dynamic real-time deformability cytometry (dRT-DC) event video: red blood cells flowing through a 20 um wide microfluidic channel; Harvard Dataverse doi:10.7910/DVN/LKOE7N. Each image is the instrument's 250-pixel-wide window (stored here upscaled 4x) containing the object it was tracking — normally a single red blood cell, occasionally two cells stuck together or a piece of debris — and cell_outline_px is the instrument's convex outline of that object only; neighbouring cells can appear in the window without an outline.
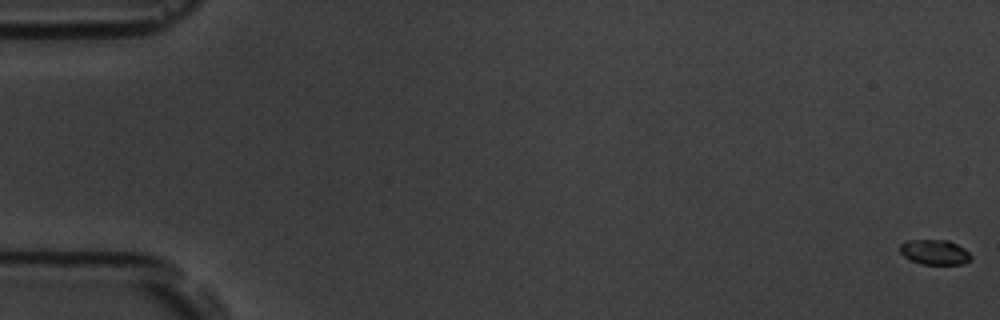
{"species": "common noctule bat (a hibernating species)", "species_latin": "Nyctalus noctula", "temperature_condition": "room temperature", "stored_images_in_passage": 7, "segment_of_instrument_passage": [1, 2], "camera_frame_rate_fps": 3000, "um_per_image_px": 0.085, "animal": {"sex": "male", "body_mass_g": 19.5, "forearm_length_mm": 54.6}, "frame": {"image": 1, "passage_image": 1, "time_ms": 0.0, "image_size_px": [1000, 320], "cell_outline_px": [[972, 260], [960, 264], [920, 264], [904, 256], [900, 252], [900, 244], [908, 240], [948, 240], [964, 248], [972, 256]], "centroid_in_image_um": [79.46, 21.43], "position_along_channel_um": 5.5, "area_um2": 10.29}}
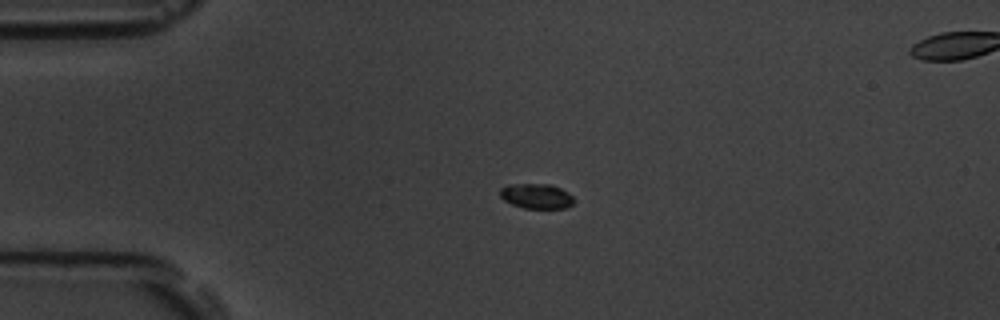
{"frame": {"image": 2, "passage_image": 5, "time_ms": 4.667, "image_size_px": [1000, 320], "cell_outline_px": [[576, 200], [572, 204], [564, 208], [524, 208], [512, 204], [504, 200], [500, 196], [500, 188], [508, 184], [552, 184], [568, 192]], "centroid_in_image_um": [45.6, 16.66], "position_along_channel_um": 39.4, "area_um2": 10.81}}